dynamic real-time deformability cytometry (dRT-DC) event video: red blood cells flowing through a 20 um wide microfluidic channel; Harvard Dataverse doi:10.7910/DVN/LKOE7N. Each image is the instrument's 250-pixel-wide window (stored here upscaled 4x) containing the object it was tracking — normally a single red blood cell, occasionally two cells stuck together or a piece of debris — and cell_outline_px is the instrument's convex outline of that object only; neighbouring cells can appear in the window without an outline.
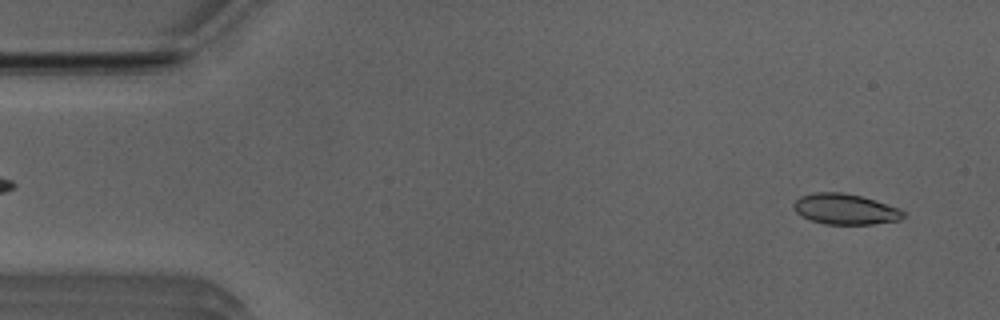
{"species": "Egyptian fruit bat (a non-hibernating species)", "species_latin": "Rousettus aegyptiacus", "temperature_condition": "room temperature", "stored_images_in_passage": 50, "camera_frame_rate_fps": 3000, "um_per_image_px": 0.085, "animal": {"sex": "male"}, "frame": {"image": 1, "passage_image": 2, "time_ms": 0.333, "image_size_px": [1000, 320], "cell_outline_px": [[904, 216], [900, 220], [872, 224], [824, 224], [800, 216], [792, 208], [792, 204], [800, 196], [816, 192], [840, 192], [860, 196], [876, 200], [900, 208], [904, 212]], "centroid_in_image_um": [71.83, 17.77], "position_along_channel_um": 13.2, "area_um2": 19.65}}
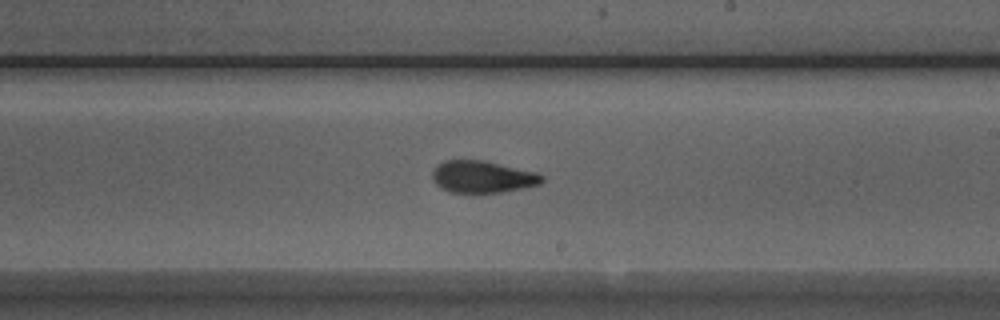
{"frame": {"image": 2, "passage_image": 28, "time_ms": 9.0, "image_size_px": [1000, 320], "cell_outline_px": [[544, 180], [540, 184], [524, 188], [500, 192], [448, 192], [440, 188], [436, 184], [432, 176], [432, 172], [444, 160], [484, 160], [536, 172], [544, 176]], "centroid_in_image_um": [41.03, 15.03], "position_along_channel_um": 248.0, "area_um2": 20.35}}
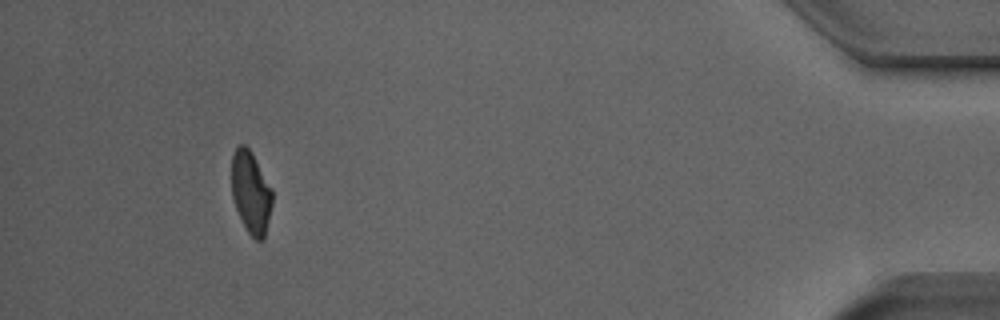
{"frame": {"image": 3, "passage_image": 46, "time_ms": 15.0, "image_size_px": [1000, 320], "cell_outline_px": [[272, 204], [264, 236], [260, 240], [256, 240], [248, 232], [236, 208], [232, 196], [232, 156], [236, 148], [240, 144], [244, 144], [252, 152], [272, 188]], "centroid_in_image_um": [21.33, 16.31], "position_along_channel_um": 413.9, "area_um2": 19.19}, "authors_computed_cell_mechanics": {"area_um2": 20.2878, "velocity_mm_per_s": 3.9575, "shape_relaxation_time_tau1_ms": 4.7988, "shape_relaxation_time_tau2_ms": 1.5096, "deformation_change_tau1": 0.1608, "deformation_change_tau2": 0.0765}}